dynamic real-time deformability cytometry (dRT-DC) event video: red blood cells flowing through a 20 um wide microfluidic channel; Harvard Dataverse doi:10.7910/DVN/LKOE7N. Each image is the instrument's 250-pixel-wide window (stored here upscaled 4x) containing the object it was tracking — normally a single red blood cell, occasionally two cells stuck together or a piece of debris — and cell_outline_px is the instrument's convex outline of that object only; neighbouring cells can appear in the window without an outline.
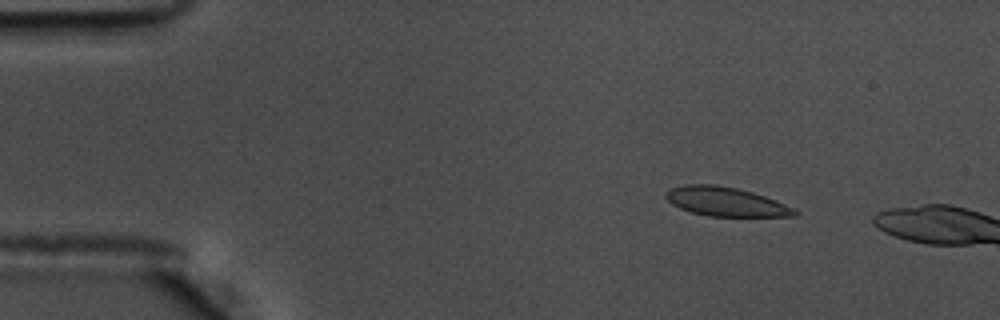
{"species": "common noctule bat (a hibernating species)", "species_latin": "Nyctalus noctula", "temperature_condition": "warm", "stored_images_in_passage": 10, "camera_frame_rate_fps": 3000, "um_per_image_px": 0.085, "animal": {"sex": "male", "body_mass_g": 17.5, "forearm_length_mm": 52.3}, "frame": {"image": 1, "passage_image": 7, "time_ms": 2.0, "image_size_px": [1000, 320], "cell_outline_px": [[800, 212], [796, 216], [708, 216], [692, 212], [680, 208], [672, 204], [664, 196], [664, 192], [672, 188], [684, 184], [716, 184], [736, 188], [752, 192], [764, 196], [784, 204]], "centroid_in_image_um": [61.65, 17.13], "position_along_channel_um": 23.3, "area_um2": 21.68}}